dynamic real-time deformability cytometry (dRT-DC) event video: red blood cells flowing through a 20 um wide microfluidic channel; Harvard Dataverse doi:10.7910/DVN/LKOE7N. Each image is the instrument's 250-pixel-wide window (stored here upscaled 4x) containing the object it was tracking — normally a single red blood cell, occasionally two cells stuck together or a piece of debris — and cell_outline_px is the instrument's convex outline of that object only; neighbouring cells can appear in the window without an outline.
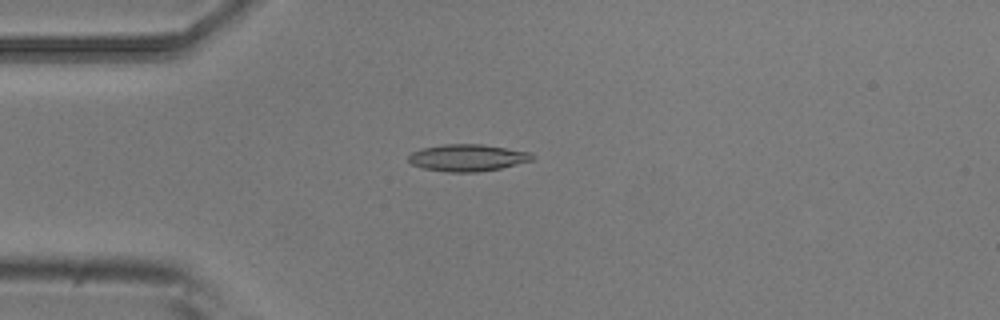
{"species": "common noctule bat (a hibernating species)", "species_latin": "Nyctalus noctula", "temperature_condition": "room temperature", "stored_images_in_passage": 6, "camera_frame_rate_fps": 3000, "um_per_image_px": 0.085, "animal": {"sex": "male", "body_mass_g": 20.5, "forearm_length_mm": 52.5}, "frame": {"image": 1, "passage_image": 3, "time_ms": 0.667, "image_size_px": [1000, 320], "cell_outline_px": [[536, 156], [532, 160], [500, 168], [476, 172], [448, 172], [424, 168], [412, 164], [408, 160], [408, 156], [412, 152], [424, 148], [444, 144], [480, 144], [528, 152]], "centroid_in_image_um": [39.72, 13.41], "position_along_channel_um": 45.3, "area_um2": 19.07}}
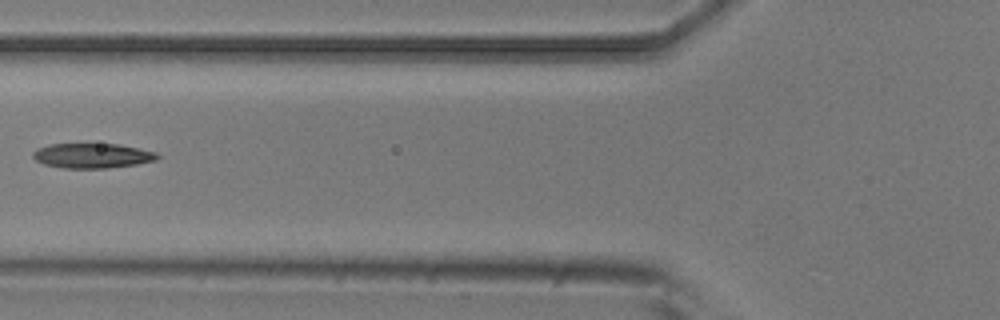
{"frame": {"image": 2, "passage_image": 5, "time_ms": 1.333, "image_size_px": [1000, 320], "cell_outline_px": [[160, 156], [156, 160], [136, 164], [108, 168], [64, 168], [44, 164], [36, 160], [32, 156], [32, 152], [36, 148], [48, 144], [120, 144], [156, 152]], "centroid_in_image_um": [7.82, 13.23], "position_along_channel_um": 118.0, "area_um2": 18.03}}
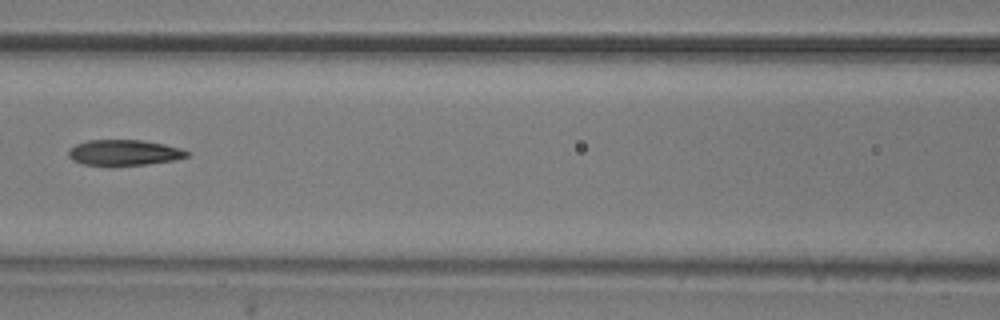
{"frame": {"image": 3, "passage_image": 6, "time_ms": 1.667, "image_size_px": [1000, 320], "cell_outline_px": [[188, 156], [176, 160], [148, 164], [108, 168], [84, 164], [72, 160], [68, 156], [68, 152], [76, 144], [88, 140], [140, 140], [164, 144], [180, 148], [188, 152]], "centroid_in_image_um": [10.52, 13.01], "position_along_channel_um": 156.1, "area_um2": 18.21}}